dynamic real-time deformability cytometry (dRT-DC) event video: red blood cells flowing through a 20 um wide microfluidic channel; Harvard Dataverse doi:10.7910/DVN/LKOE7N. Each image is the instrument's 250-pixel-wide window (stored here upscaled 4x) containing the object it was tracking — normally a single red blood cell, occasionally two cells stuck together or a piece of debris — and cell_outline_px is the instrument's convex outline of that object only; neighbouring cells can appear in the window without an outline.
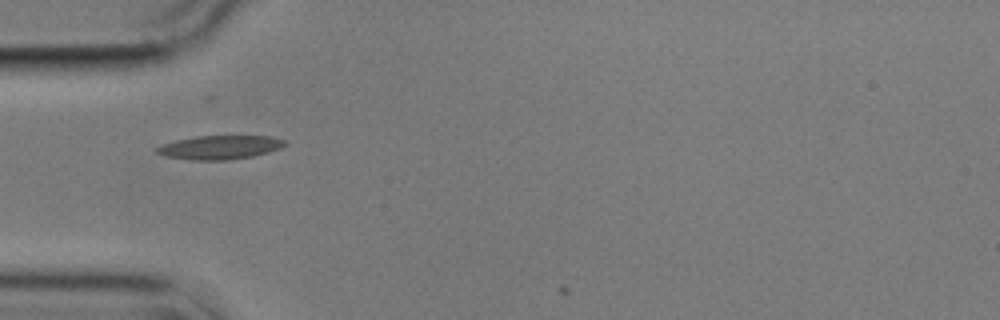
{"species": "common noctule bat (a hibernating species)", "species_latin": "Nyctalus noctula", "temperature_condition": "cold", "stored_images_in_passage": 40, "camera_frame_rate_fps": 3000, "um_per_image_px": 0.085, "animal": {"sex": "male", "body_mass_g": 17.9}, "frame": {"image": 1, "passage_image": 1, "time_ms": 0.0, "image_size_px": [1000, 320], "cell_outline_px": [[288, 144], [280, 148], [268, 152], [252, 156], [228, 160], [192, 160], [164, 156], [156, 152], [156, 148], [160, 144], [176, 140], [196, 136], [272, 136], [284, 140]], "centroid_in_image_um": [18.67, 12.52], "position_along_channel_um": 66.3, "area_um2": 17.8}}
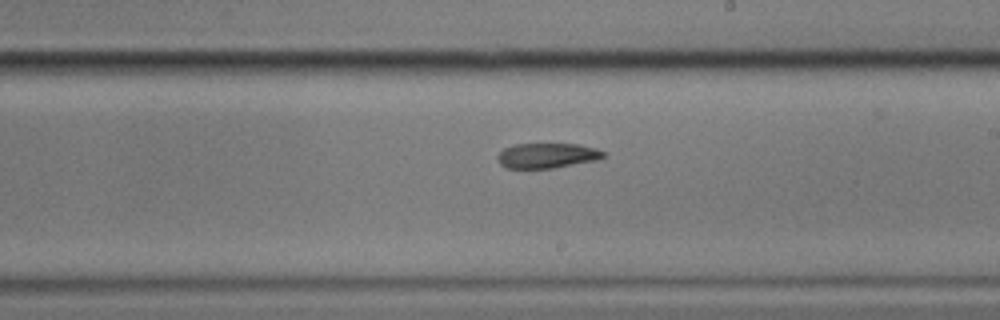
{"frame": {"image": 2, "passage_image": 16, "time_ms": 5.0, "image_size_px": [1000, 320], "cell_outline_px": [[608, 152], [600, 160], [552, 168], [504, 168], [500, 164], [496, 156], [504, 148], [512, 144], [580, 144], [596, 148]], "centroid_in_image_um": [46.54, 13.22], "position_along_channel_um": 242.5, "area_um2": 15.72}}
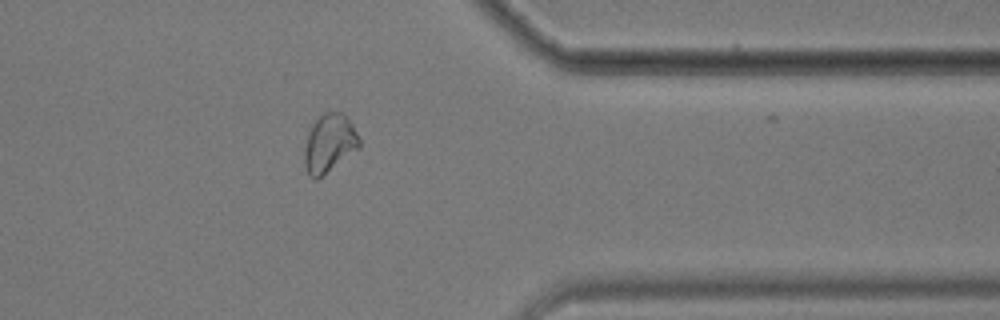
{"frame": {"image": 3, "passage_image": 29, "time_ms": 9.333, "image_size_px": [1000, 320], "cell_outline_px": [[360, 148], [316, 180], [308, 176], [304, 164], [304, 148], [312, 124], [324, 112], [344, 112], [352, 124], [360, 140]], "centroid_in_image_um": [27.99, 12.19], "position_along_channel_um": 383.4, "area_um2": 18.61}, "authors_computed_cell_mechanics": {"area_um2": 17.1377, "velocity_mm_per_s": 3.5299, "shape_relaxation_time_tau1_ms": null, "shape_relaxation_time_tau2_ms": 9.144, "deformation_change_tau1": null, "deformation_change_tau2": 0.1479}}